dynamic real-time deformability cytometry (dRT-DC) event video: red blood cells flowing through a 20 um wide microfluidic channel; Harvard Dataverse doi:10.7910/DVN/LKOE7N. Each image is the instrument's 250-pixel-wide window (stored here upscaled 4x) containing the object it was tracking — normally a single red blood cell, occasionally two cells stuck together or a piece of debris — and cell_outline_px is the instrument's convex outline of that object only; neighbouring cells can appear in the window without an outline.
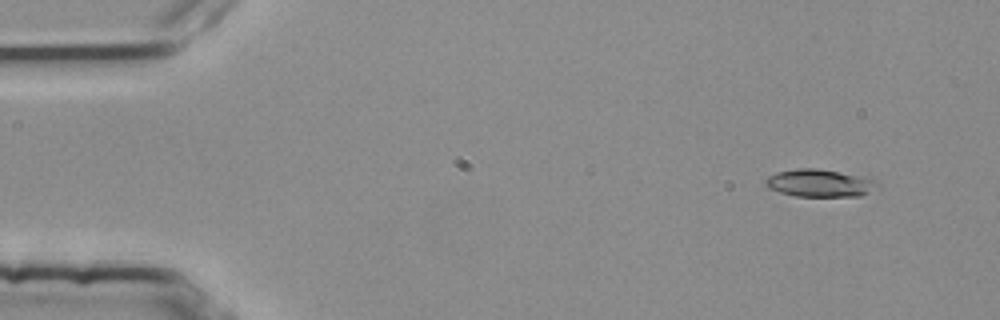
{"species": "common noctule bat (a hibernating species)", "species_latin": "Nyctalus noctula", "temperature_condition": "room temperature", "stored_images_in_passage": 3, "camera_frame_rate_fps": 3000, "um_per_image_px": 0.085, "animal": {"sex": "female", "body_mass_g": 25.1}, "frame": {"image": 1, "passage_image": 1, "time_ms": 0.0, "image_size_px": [1000, 320], "cell_outline_px": [[880, 188], [860, 196], [796, 196], [780, 192], [768, 188], [764, 184], [764, 180], [768, 176], [776, 172], [796, 168], [816, 168], [872, 176], [880, 184]], "centroid_in_image_um": [69.76, 15.54], "position_along_channel_um": 15.2, "area_um2": 18.61}}
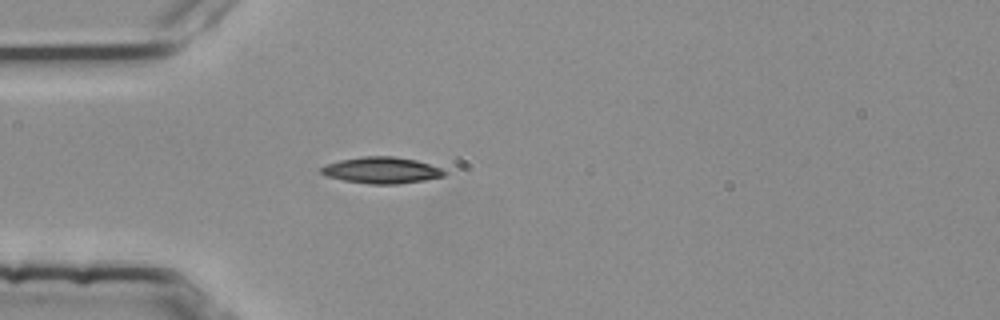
{"frame": {"image": 2, "passage_image": 3, "time_ms": 0.667, "image_size_px": [1000, 320], "cell_outline_px": [[448, 172], [444, 176], [424, 180], [400, 184], [372, 184], [344, 180], [328, 176], [320, 172], [320, 168], [324, 164], [340, 160], [360, 156], [392, 156], [416, 160], [440, 168]], "centroid_in_image_um": [32.43, 14.46], "position_along_channel_um": 52.6, "area_um2": 18.9}}